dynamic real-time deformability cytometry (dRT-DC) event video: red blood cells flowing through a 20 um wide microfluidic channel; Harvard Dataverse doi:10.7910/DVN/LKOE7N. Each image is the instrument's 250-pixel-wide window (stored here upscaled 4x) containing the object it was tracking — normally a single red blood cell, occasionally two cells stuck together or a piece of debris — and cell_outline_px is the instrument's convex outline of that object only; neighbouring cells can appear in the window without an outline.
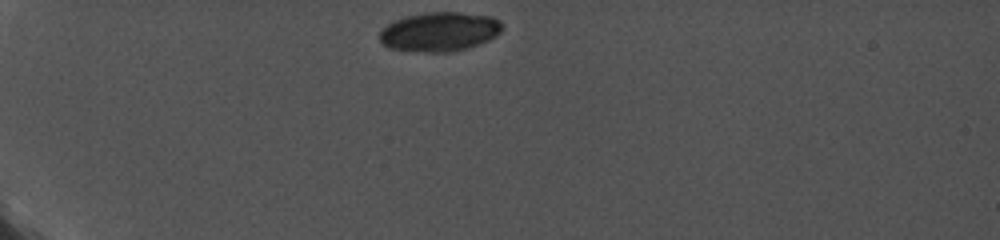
{"species": "common noctule bat (a hibernating species)", "species_latin": "Nyctalus noctula", "temperature_condition": "cold", "stored_images_in_passage": 11, "camera_frame_rate_fps": 5000, "um_per_image_px": 0.085, "animal": {"sex": "female", "body_mass_g": 19.0, "forearm_length_mm": 56.7}, "frame": {"image": 1, "passage_image": 1, "time_ms": 0.0, "image_size_px": [1000, 240], "cell_outline_px": [[504, 28], [496, 36], [488, 40], [468, 48], [452, 52], [428, 52], [388, 48], [380, 40], [380, 32], [388, 24], [404, 16], [432, 12], [456, 12], [492, 16], [500, 20], [504, 24]], "centroid_in_image_um": [37.41, 2.69], "position_along_channel_um": 47.6, "area_um2": 28.03}}